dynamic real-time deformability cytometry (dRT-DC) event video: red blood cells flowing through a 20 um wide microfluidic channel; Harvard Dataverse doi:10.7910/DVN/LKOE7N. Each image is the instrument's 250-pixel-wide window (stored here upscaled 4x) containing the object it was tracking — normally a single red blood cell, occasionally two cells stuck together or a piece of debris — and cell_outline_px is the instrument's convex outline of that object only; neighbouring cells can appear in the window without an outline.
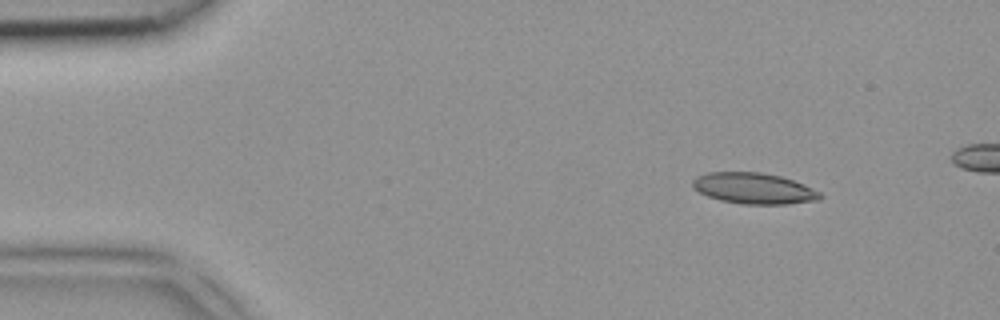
{"species": "common noctule bat (a hibernating species)", "species_latin": "Nyctalus noctula", "temperature_condition": "room temperature", "stored_images_in_passage": 4, "camera_frame_rate_fps": 3000, "um_per_image_px": 0.085, "animal": {"sex": "female", "body_mass_g": 18.4}, "frame": {"image": 1, "passage_image": 2, "time_ms": 0.333, "image_size_px": [1000, 320], "cell_outline_px": [[824, 196], [820, 200], [788, 204], [740, 204], [720, 200], [708, 196], [700, 192], [692, 184], [692, 180], [696, 176], [708, 172], [760, 172], [780, 176], [804, 184], [820, 192]], "centroid_in_image_um": [64.1, 16.01], "position_along_channel_um": 20.9, "area_um2": 23.06}}